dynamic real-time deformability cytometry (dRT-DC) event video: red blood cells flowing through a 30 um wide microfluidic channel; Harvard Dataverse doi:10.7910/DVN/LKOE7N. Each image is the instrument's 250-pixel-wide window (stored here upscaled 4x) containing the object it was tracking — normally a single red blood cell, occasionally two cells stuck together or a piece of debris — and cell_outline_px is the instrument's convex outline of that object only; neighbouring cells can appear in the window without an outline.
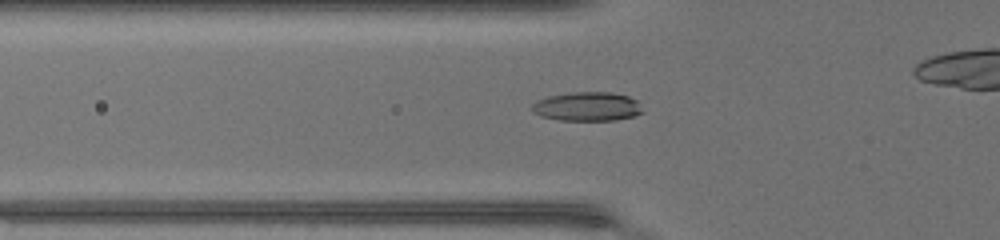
{"species": "common noctule bat (a hibernating species)", "species_latin": "Nyctalus noctula", "temperature_condition": "warm", "stored_images_in_passage": 33, "camera_frame_rate_fps": 3000, "um_per_image_px": 0.085, "animal": {"sex": "female", "body_mass_g": 17.0, "forearm_length_mm": 48.0}, "frame": {"image": 1, "passage_image": 9, "time_ms": 2.667, "image_size_px": [1000, 240], "cell_outline_px": [[644, 112], [636, 116], [616, 120], [560, 120], [540, 116], [532, 112], [532, 104], [536, 100], [548, 96], [572, 92], [612, 92], [628, 96], [636, 100]], "centroid_in_image_um": [49.91, 9.05], "position_along_channel_um": 75.9, "area_um2": 18.84}}
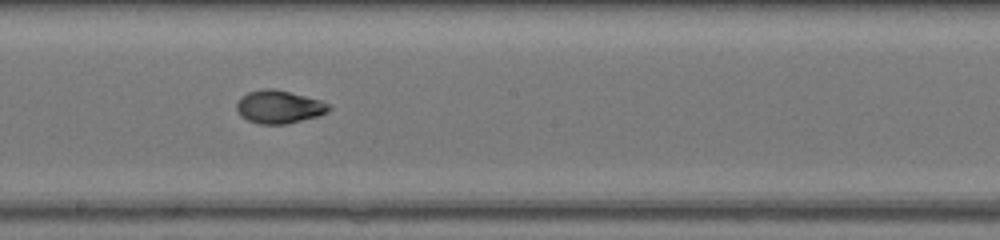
{"frame": {"image": 2, "passage_image": 19, "time_ms": 6.0, "image_size_px": [1000, 240], "cell_outline_px": [[332, 108], [328, 112], [320, 116], [288, 124], [260, 124], [248, 120], [240, 116], [236, 108], [236, 104], [240, 96], [248, 92], [264, 88], [272, 88], [320, 100], [328, 104]], "centroid_in_image_um": [23.71, 9.09], "position_along_channel_um": 224.5, "area_um2": 17.86}}
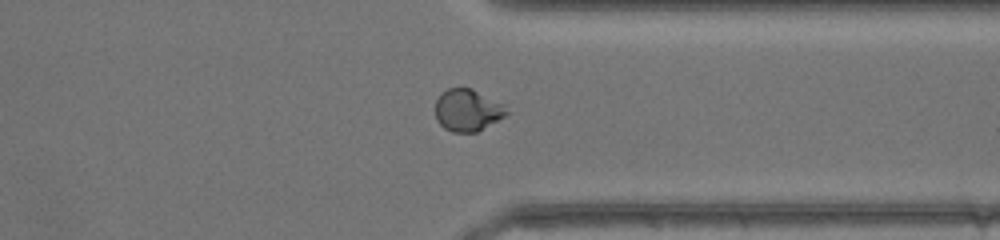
{"frame": {"image": 3, "passage_image": 29, "time_ms": 9.333, "image_size_px": [1000, 240], "cell_outline_px": [[512, 112], [476, 132], [452, 132], [444, 128], [436, 120], [436, 100], [448, 88], [472, 88], [504, 104]], "centroid_in_image_um": [39.77, 9.37], "position_along_channel_um": 371.6, "area_um2": 17.46}}